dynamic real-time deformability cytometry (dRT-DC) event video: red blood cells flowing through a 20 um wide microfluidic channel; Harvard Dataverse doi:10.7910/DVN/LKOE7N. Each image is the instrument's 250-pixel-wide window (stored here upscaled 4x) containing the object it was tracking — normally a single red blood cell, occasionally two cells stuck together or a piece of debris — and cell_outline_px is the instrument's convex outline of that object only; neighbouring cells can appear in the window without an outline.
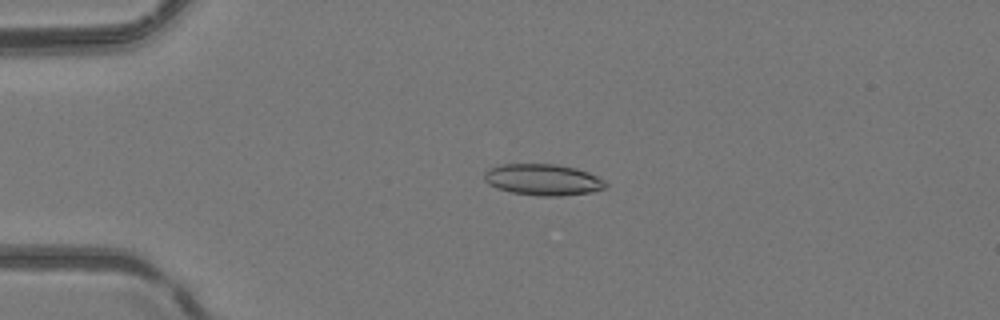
{"species": "common noctule bat (a hibernating species)", "species_latin": "Nyctalus noctula", "temperature_condition": "room temperature", "stored_images_in_passage": 51, "camera_frame_rate_fps": 3000, "um_per_image_px": 0.085, "animal": {"sex": "female", "body_mass_g": 24.6, "forearm_length_mm": 56.2}, "frame": {"image": 1, "passage_image": 13, "time_ms": 4.0, "image_size_px": [1000, 320], "cell_outline_px": [[608, 184], [604, 188], [592, 192], [560, 196], [536, 196], [512, 192], [496, 188], [488, 184], [484, 180], [484, 172], [488, 168], [500, 164], [556, 164], [576, 168], [588, 172], [604, 180]], "centroid_in_image_um": [46.13, 15.27], "position_along_channel_um": 38.9, "area_um2": 22.31}}
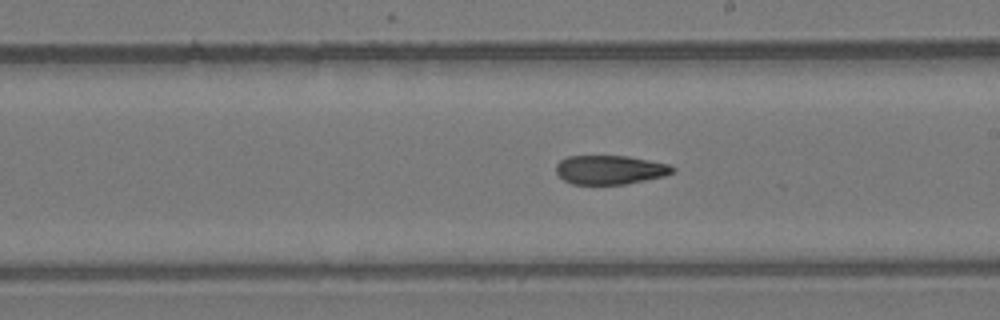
{"frame": {"image": 2, "passage_image": 30, "time_ms": 9.667, "image_size_px": [1000, 320], "cell_outline_px": [[676, 172], [664, 176], [624, 184], [572, 184], [564, 180], [556, 172], [556, 164], [560, 160], [568, 156], [628, 156], [668, 164], [676, 168]], "centroid_in_image_um": [51.86, 14.43], "position_along_channel_um": 237.1, "area_um2": 19.65}}
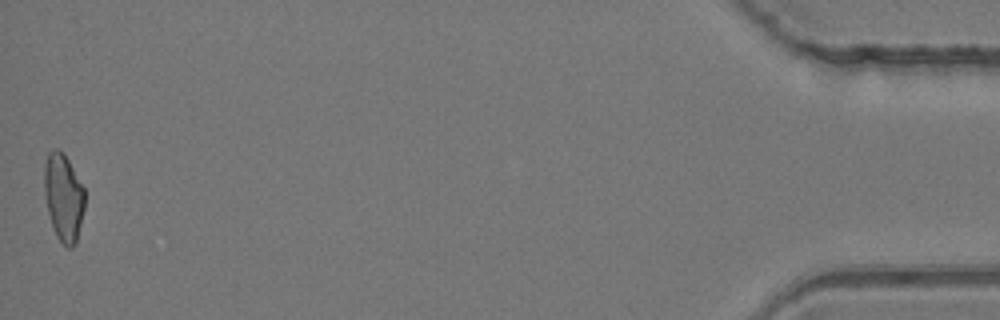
{"frame": {"image": 3, "passage_image": 51, "time_ms": 16.667, "image_size_px": [1000, 320], "cell_outline_px": [[84, 208], [76, 244], [72, 248], [68, 248], [56, 236], [48, 212], [44, 192], [44, 164], [48, 152], [56, 148], [68, 160], [84, 188]], "centroid_in_image_um": [5.39, 16.79], "position_along_channel_um": 429.8, "area_um2": 20.4}, "authors_computed_cell_mechanics": {"area_um2": 21.0392, "velocity_mm_per_s": 4.162, "shape_relaxation_time_tau1_ms": null, "shape_relaxation_time_tau2_ms": 4.9903, "deformation_change_tau1": null, "deformation_change_tau2": 0.1279}}